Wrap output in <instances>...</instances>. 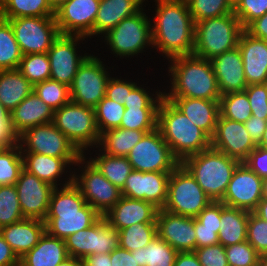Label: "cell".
<instances>
[{
    "label": "cell",
    "instance_id": "1",
    "mask_svg": "<svg viewBox=\"0 0 267 266\" xmlns=\"http://www.w3.org/2000/svg\"><path fill=\"white\" fill-rule=\"evenodd\" d=\"M154 2L157 7L154 20L151 21L153 48L162 52L167 60L177 56L192 55L195 23L186 0Z\"/></svg>",
    "mask_w": 267,
    "mask_h": 266
},
{
    "label": "cell",
    "instance_id": "2",
    "mask_svg": "<svg viewBox=\"0 0 267 266\" xmlns=\"http://www.w3.org/2000/svg\"><path fill=\"white\" fill-rule=\"evenodd\" d=\"M64 179L67 180L62 187L54 188L51 193L44 220L45 231L62 240L79 230L88 229L102 217L86 203L80 189L73 183V175Z\"/></svg>",
    "mask_w": 267,
    "mask_h": 266
},
{
    "label": "cell",
    "instance_id": "3",
    "mask_svg": "<svg viewBox=\"0 0 267 266\" xmlns=\"http://www.w3.org/2000/svg\"><path fill=\"white\" fill-rule=\"evenodd\" d=\"M168 72L171 73V89L163 97H188L207 100H219L217 78L211 60L196 55L177 56L168 60ZM172 77V78H171Z\"/></svg>",
    "mask_w": 267,
    "mask_h": 266
},
{
    "label": "cell",
    "instance_id": "4",
    "mask_svg": "<svg viewBox=\"0 0 267 266\" xmlns=\"http://www.w3.org/2000/svg\"><path fill=\"white\" fill-rule=\"evenodd\" d=\"M157 128L180 163L211 147V138L164 97L158 108Z\"/></svg>",
    "mask_w": 267,
    "mask_h": 266
},
{
    "label": "cell",
    "instance_id": "5",
    "mask_svg": "<svg viewBox=\"0 0 267 266\" xmlns=\"http://www.w3.org/2000/svg\"><path fill=\"white\" fill-rule=\"evenodd\" d=\"M241 162L209 147L185 158L181 164L212 201H221L232 175Z\"/></svg>",
    "mask_w": 267,
    "mask_h": 266
},
{
    "label": "cell",
    "instance_id": "6",
    "mask_svg": "<svg viewBox=\"0 0 267 266\" xmlns=\"http://www.w3.org/2000/svg\"><path fill=\"white\" fill-rule=\"evenodd\" d=\"M243 31L234 13L198 21L195 23L193 54L212 60L238 47Z\"/></svg>",
    "mask_w": 267,
    "mask_h": 266
},
{
    "label": "cell",
    "instance_id": "7",
    "mask_svg": "<svg viewBox=\"0 0 267 266\" xmlns=\"http://www.w3.org/2000/svg\"><path fill=\"white\" fill-rule=\"evenodd\" d=\"M52 123L85 156V150L97 148L100 133L96 124L95 109L73 102L54 111Z\"/></svg>",
    "mask_w": 267,
    "mask_h": 266
},
{
    "label": "cell",
    "instance_id": "8",
    "mask_svg": "<svg viewBox=\"0 0 267 266\" xmlns=\"http://www.w3.org/2000/svg\"><path fill=\"white\" fill-rule=\"evenodd\" d=\"M212 200L180 163L171 173L163 210L195 218Z\"/></svg>",
    "mask_w": 267,
    "mask_h": 266
},
{
    "label": "cell",
    "instance_id": "9",
    "mask_svg": "<svg viewBox=\"0 0 267 266\" xmlns=\"http://www.w3.org/2000/svg\"><path fill=\"white\" fill-rule=\"evenodd\" d=\"M142 8L138 13L124 18L104 36V42L116 57L137 56L145 48L152 47L151 21Z\"/></svg>",
    "mask_w": 267,
    "mask_h": 266
},
{
    "label": "cell",
    "instance_id": "10",
    "mask_svg": "<svg viewBox=\"0 0 267 266\" xmlns=\"http://www.w3.org/2000/svg\"><path fill=\"white\" fill-rule=\"evenodd\" d=\"M85 160L83 155L75 164L79 165V170L81 168V174L71 171L74 172L73 183L80 189L86 203L104 216L120 200L121 190L110 183L90 160Z\"/></svg>",
    "mask_w": 267,
    "mask_h": 266
},
{
    "label": "cell",
    "instance_id": "11",
    "mask_svg": "<svg viewBox=\"0 0 267 266\" xmlns=\"http://www.w3.org/2000/svg\"><path fill=\"white\" fill-rule=\"evenodd\" d=\"M105 64L93 54L79 66L70 89L71 102L95 108L105 97L110 74Z\"/></svg>",
    "mask_w": 267,
    "mask_h": 266
},
{
    "label": "cell",
    "instance_id": "12",
    "mask_svg": "<svg viewBox=\"0 0 267 266\" xmlns=\"http://www.w3.org/2000/svg\"><path fill=\"white\" fill-rule=\"evenodd\" d=\"M127 158L133 170L141 172H172L180 164L158 128L145 133Z\"/></svg>",
    "mask_w": 267,
    "mask_h": 266
},
{
    "label": "cell",
    "instance_id": "13",
    "mask_svg": "<svg viewBox=\"0 0 267 266\" xmlns=\"http://www.w3.org/2000/svg\"><path fill=\"white\" fill-rule=\"evenodd\" d=\"M10 22L22 55L47 53L60 35L54 16L19 17Z\"/></svg>",
    "mask_w": 267,
    "mask_h": 266
},
{
    "label": "cell",
    "instance_id": "14",
    "mask_svg": "<svg viewBox=\"0 0 267 266\" xmlns=\"http://www.w3.org/2000/svg\"><path fill=\"white\" fill-rule=\"evenodd\" d=\"M69 256L84 259L91 254H105L119 247L118 231L102 216L88 229L79 230L65 239Z\"/></svg>",
    "mask_w": 267,
    "mask_h": 266
},
{
    "label": "cell",
    "instance_id": "15",
    "mask_svg": "<svg viewBox=\"0 0 267 266\" xmlns=\"http://www.w3.org/2000/svg\"><path fill=\"white\" fill-rule=\"evenodd\" d=\"M19 145L21 152H33L51 157L83 156L52 122L25 131L20 135Z\"/></svg>",
    "mask_w": 267,
    "mask_h": 266
},
{
    "label": "cell",
    "instance_id": "16",
    "mask_svg": "<svg viewBox=\"0 0 267 266\" xmlns=\"http://www.w3.org/2000/svg\"><path fill=\"white\" fill-rule=\"evenodd\" d=\"M86 37L79 35H63L60 34L52 43L48 50V58L50 61V79L71 86L74 76L79 66L89 56L78 54V42L85 40Z\"/></svg>",
    "mask_w": 267,
    "mask_h": 266
},
{
    "label": "cell",
    "instance_id": "17",
    "mask_svg": "<svg viewBox=\"0 0 267 266\" xmlns=\"http://www.w3.org/2000/svg\"><path fill=\"white\" fill-rule=\"evenodd\" d=\"M262 180L241 162L235 169L221 202L228 207L253 212L263 198Z\"/></svg>",
    "mask_w": 267,
    "mask_h": 266
},
{
    "label": "cell",
    "instance_id": "18",
    "mask_svg": "<svg viewBox=\"0 0 267 266\" xmlns=\"http://www.w3.org/2000/svg\"><path fill=\"white\" fill-rule=\"evenodd\" d=\"M99 4L100 0H68L55 11L59 33L88 39L94 29Z\"/></svg>",
    "mask_w": 267,
    "mask_h": 266
},
{
    "label": "cell",
    "instance_id": "19",
    "mask_svg": "<svg viewBox=\"0 0 267 266\" xmlns=\"http://www.w3.org/2000/svg\"><path fill=\"white\" fill-rule=\"evenodd\" d=\"M15 186L24 218L44 221L48 213L51 193L55 187L24 168Z\"/></svg>",
    "mask_w": 267,
    "mask_h": 266
},
{
    "label": "cell",
    "instance_id": "20",
    "mask_svg": "<svg viewBox=\"0 0 267 266\" xmlns=\"http://www.w3.org/2000/svg\"><path fill=\"white\" fill-rule=\"evenodd\" d=\"M171 172H141L133 170L126 179L121 195L144 200L163 209L167 200Z\"/></svg>",
    "mask_w": 267,
    "mask_h": 266
},
{
    "label": "cell",
    "instance_id": "21",
    "mask_svg": "<svg viewBox=\"0 0 267 266\" xmlns=\"http://www.w3.org/2000/svg\"><path fill=\"white\" fill-rule=\"evenodd\" d=\"M256 146L244 123L219 115L215 133L211 138V147L243 162Z\"/></svg>",
    "mask_w": 267,
    "mask_h": 266
},
{
    "label": "cell",
    "instance_id": "22",
    "mask_svg": "<svg viewBox=\"0 0 267 266\" xmlns=\"http://www.w3.org/2000/svg\"><path fill=\"white\" fill-rule=\"evenodd\" d=\"M156 233L177 252H194L196 233L194 218L159 209L156 216Z\"/></svg>",
    "mask_w": 267,
    "mask_h": 266
},
{
    "label": "cell",
    "instance_id": "23",
    "mask_svg": "<svg viewBox=\"0 0 267 266\" xmlns=\"http://www.w3.org/2000/svg\"><path fill=\"white\" fill-rule=\"evenodd\" d=\"M238 48L247 85L267 83V41L242 32Z\"/></svg>",
    "mask_w": 267,
    "mask_h": 266
},
{
    "label": "cell",
    "instance_id": "24",
    "mask_svg": "<svg viewBox=\"0 0 267 266\" xmlns=\"http://www.w3.org/2000/svg\"><path fill=\"white\" fill-rule=\"evenodd\" d=\"M158 210L153 204L144 200L121 196L103 217L119 231L135 223H156Z\"/></svg>",
    "mask_w": 267,
    "mask_h": 266
},
{
    "label": "cell",
    "instance_id": "25",
    "mask_svg": "<svg viewBox=\"0 0 267 266\" xmlns=\"http://www.w3.org/2000/svg\"><path fill=\"white\" fill-rule=\"evenodd\" d=\"M211 63L221 95L246 89L247 82L241 52L238 47L213 58Z\"/></svg>",
    "mask_w": 267,
    "mask_h": 266
},
{
    "label": "cell",
    "instance_id": "26",
    "mask_svg": "<svg viewBox=\"0 0 267 266\" xmlns=\"http://www.w3.org/2000/svg\"><path fill=\"white\" fill-rule=\"evenodd\" d=\"M23 156V168L31 174H34L40 180L51 184L53 187H58L62 184L60 177L63 174L69 172L68 169L72 165H75L81 157H51L48 155L22 152ZM68 167V168H67ZM67 169V170H66ZM66 172V173H65ZM59 179V180H58ZM59 183V184H57Z\"/></svg>",
    "mask_w": 267,
    "mask_h": 266
},
{
    "label": "cell",
    "instance_id": "27",
    "mask_svg": "<svg viewBox=\"0 0 267 266\" xmlns=\"http://www.w3.org/2000/svg\"><path fill=\"white\" fill-rule=\"evenodd\" d=\"M178 108L190 121L202 129L210 138L215 133L220 115L219 100L188 97H164Z\"/></svg>",
    "mask_w": 267,
    "mask_h": 266
},
{
    "label": "cell",
    "instance_id": "28",
    "mask_svg": "<svg viewBox=\"0 0 267 266\" xmlns=\"http://www.w3.org/2000/svg\"><path fill=\"white\" fill-rule=\"evenodd\" d=\"M44 233V221L28 218L0 229V234L19 259L38 244Z\"/></svg>",
    "mask_w": 267,
    "mask_h": 266
},
{
    "label": "cell",
    "instance_id": "29",
    "mask_svg": "<svg viewBox=\"0 0 267 266\" xmlns=\"http://www.w3.org/2000/svg\"><path fill=\"white\" fill-rule=\"evenodd\" d=\"M145 0H100L94 29L88 36L105 35L124 18L138 13Z\"/></svg>",
    "mask_w": 267,
    "mask_h": 266
},
{
    "label": "cell",
    "instance_id": "30",
    "mask_svg": "<svg viewBox=\"0 0 267 266\" xmlns=\"http://www.w3.org/2000/svg\"><path fill=\"white\" fill-rule=\"evenodd\" d=\"M54 110L34 90L11 112V119L21 135L37 125L51 123Z\"/></svg>",
    "mask_w": 267,
    "mask_h": 266
},
{
    "label": "cell",
    "instance_id": "31",
    "mask_svg": "<svg viewBox=\"0 0 267 266\" xmlns=\"http://www.w3.org/2000/svg\"><path fill=\"white\" fill-rule=\"evenodd\" d=\"M68 256L65 240L45 231L38 244L20 258L19 266H57Z\"/></svg>",
    "mask_w": 267,
    "mask_h": 266
},
{
    "label": "cell",
    "instance_id": "32",
    "mask_svg": "<svg viewBox=\"0 0 267 266\" xmlns=\"http://www.w3.org/2000/svg\"><path fill=\"white\" fill-rule=\"evenodd\" d=\"M34 89V85L18 70H0V102L12 112Z\"/></svg>",
    "mask_w": 267,
    "mask_h": 266
},
{
    "label": "cell",
    "instance_id": "33",
    "mask_svg": "<svg viewBox=\"0 0 267 266\" xmlns=\"http://www.w3.org/2000/svg\"><path fill=\"white\" fill-rule=\"evenodd\" d=\"M249 212L228 207L221 202L219 244L224 247L247 241Z\"/></svg>",
    "mask_w": 267,
    "mask_h": 266
},
{
    "label": "cell",
    "instance_id": "34",
    "mask_svg": "<svg viewBox=\"0 0 267 266\" xmlns=\"http://www.w3.org/2000/svg\"><path fill=\"white\" fill-rule=\"evenodd\" d=\"M144 134L139 130L112 128L100 134L97 147L108 155L127 157Z\"/></svg>",
    "mask_w": 267,
    "mask_h": 266
},
{
    "label": "cell",
    "instance_id": "35",
    "mask_svg": "<svg viewBox=\"0 0 267 266\" xmlns=\"http://www.w3.org/2000/svg\"><path fill=\"white\" fill-rule=\"evenodd\" d=\"M98 156L89 158L102 175L120 190L124 187L126 179L133 171L127 157L112 156L103 153L99 148Z\"/></svg>",
    "mask_w": 267,
    "mask_h": 266
},
{
    "label": "cell",
    "instance_id": "36",
    "mask_svg": "<svg viewBox=\"0 0 267 266\" xmlns=\"http://www.w3.org/2000/svg\"><path fill=\"white\" fill-rule=\"evenodd\" d=\"M55 16L47 0H0V17L12 19L19 17Z\"/></svg>",
    "mask_w": 267,
    "mask_h": 266
},
{
    "label": "cell",
    "instance_id": "37",
    "mask_svg": "<svg viewBox=\"0 0 267 266\" xmlns=\"http://www.w3.org/2000/svg\"><path fill=\"white\" fill-rule=\"evenodd\" d=\"M136 253L139 266H173L177 251L158 236L144 248L132 251Z\"/></svg>",
    "mask_w": 267,
    "mask_h": 266
},
{
    "label": "cell",
    "instance_id": "38",
    "mask_svg": "<svg viewBox=\"0 0 267 266\" xmlns=\"http://www.w3.org/2000/svg\"><path fill=\"white\" fill-rule=\"evenodd\" d=\"M22 59L10 22L0 17V70L18 69Z\"/></svg>",
    "mask_w": 267,
    "mask_h": 266
},
{
    "label": "cell",
    "instance_id": "39",
    "mask_svg": "<svg viewBox=\"0 0 267 266\" xmlns=\"http://www.w3.org/2000/svg\"><path fill=\"white\" fill-rule=\"evenodd\" d=\"M119 247L130 252L146 247L157 236L156 223H135L118 231Z\"/></svg>",
    "mask_w": 267,
    "mask_h": 266
},
{
    "label": "cell",
    "instance_id": "40",
    "mask_svg": "<svg viewBox=\"0 0 267 266\" xmlns=\"http://www.w3.org/2000/svg\"><path fill=\"white\" fill-rule=\"evenodd\" d=\"M220 116L245 123L251 117V106L245 91L230 92L219 99Z\"/></svg>",
    "mask_w": 267,
    "mask_h": 266
},
{
    "label": "cell",
    "instance_id": "41",
    "mask_svg": "<svg viewBox=\"0 0 267 266\" xmlns=\"http://www.w3.org/2000/svg\"><path fill=\"white\" fill-rule=\"evenodd\" d=\"M159 107H125L120 128L151 132L157 128Z\"/></svg>",
    "mask_w": 267,
    "mask_h": 266
},
{
    "label": "cell",
    "instance_id": "42",
    "mask_svg": "<svg viewBox=\"0 0 267 266\" xmlns=\"http://www.w3.org/2000/svg\"><path fill=\"white\" fill-rule=\"evenodd\" d=\"M194 23L233 13V0H186Z\"/></svg>",
    "mask_w": 267,
    "mask_h": 266
},
{
    "label": "cell",
    "instance_id": "43",
    "mask_svg": "<svg viewBox=\"0 0 267 266\" xmlns=\"http://www.w3.org/2000/svg\"><path fill=\"white\" fill-rule=\"evenodd\" d=\"M24 219L15 185L0 186V229Z\"/></svg>",
    "mask_w": 267,
    "mask_h": 266
},
{
    "label": "cell",
    "instance_id": "44",
    "mask_svg": "<svg viewBox=\"0 0 267 266\" xmlns=\"http://www.w3.org/2000/svg\"><path fill=\"white\" fill-rule=\"evenodd\" d=\"M18 70L33 84L50 79V61L47 53L22 55Z\"/></svg>",
    "mask_w": 267,
    "mask_h": 266
},
{
    "label": "cell",
    "instance_id": "45",
    "mask_svg": "<svg viewBox=\"0 0 267 266\" xmlns=\"http://www.w3.org/2000/svg\"><path fill=\"white\" fill-rule=\"evenodd\" d=\"M99 133L119 128L125 112V106L104 97L94 108Z\"/></svg>",
    "mask_w": 267,
    "mask_h": 266
},
{
    "label": "cell",
    "instance_id": "46",
    "mask_svg": "<svg viewBox=\"0 0 267 266\" xmlns=\"http://www.w3.org/2000/svg\"><path fill=\"white\" fill-rule=\"evenodd\" d=\"M33 90L54 111L71 101L69 87L58 81L48 79L39 82Z\"/></svg>",
    "mask_w": 267,
    "mask_h": 266
},
{
    "label": "cell",
    "instance_id": "47",
    "mask_svg": "<svg viewBox=\"0 0 267 266\" xmlns=\"http://www.w3.org/2000/svg\"><path fill=\"white\" fill-rule=\"evenodd\" d=\"M23 169L20 145L0 151V186L15 185Z\"/></svg>",
    "mask_w": 267,
    "mask_h": 266
},
{
    "label": "cell",
    "instance_id": "48",
    "mask_svg": "<svg viewBox=\"0 0 267 266\" xmlns=\"http://www.w3.org/2000/svg\"><path fill=\"white\" fill-rule=\"evenodd\" d=\"M233 13L245 29L252 21L267 13V0H233Z\"/></svg>",
    "mask_w": 267,
    "mask_h": 266
},
{
    "label": "cell",
    "instance_id": "49",
    "mask_svg": "<svg viewBox=\"0 0 267 266\" xmlns=\"http://www.w3.org/2000/svg\"><path fill=\"white\" fill-rule=\"evenodd\" d=\"M225 252L229 266H257L260 256L248 241L226 246Z\"/></svg>",
    "mask_w": 267,
    "mask_h": 266
},
{
    "label": "cell",
    "instance_id": "50",
    "mask_svg": "<svg viewBox=\"0 0 267 266\" xmlns=\"http://www.w3.org/2000/svg\"><path fill=\"white\" fill-rule=\"evenodd\" d=\"M247 241L259 255H267V222L249 212Z\"/></svg>",
    "mask_w": 267,
    "mask_h": 266
},
{
    "label": "cell",
    "instance_id": "51",
    "mask_svg": "<svg viewBox=\"0 0 267 266\" xmlns=\"http://www.w3.org/2000/svg\"><path fill=\"white\" fill-rule=\"evenodd\" d=\"M251 106V115L267 120V83L247 85L244 90Z\"/></svg>",
    "mask_w": 267,
    "mask_h": 266
},
{
    "label": "cell",
    "instance_id": "52",
    "mask_svg": "<svg viewBox=\"0 0 267 266\" xmlns=\"http://www.w3.org/2000/svg\"><path fill=\"white\" fill-rule=\"evenodd\" d=\"M140 86H136L130 94H128L127 100H125V107H159L161 100L163 98V93L155 91L156 94H153L147 89ZM151 93V94H150ZM155 95V96H154ZM153 97V98H152ZM155 97V98H154Z\"/></svg>",
    "mask_w": 267,
    "mask_h": 266
},
{
    "label": "cell",
    "instance_id": "53",
    "mask_svg": "<svg viewBox=\"0 0 267 266\" xmlns=\"http://www.w3.org/2000/svg\"><path fill=\"white\" fill-rule=\"evenodd\" d=\"M194 253L202 266H229L222 244L196 248Z\"/></svg>",
    "mask_w": 267,
    "mask_h": 266
},
{
    "label": "cell",
    "instance_id": "54",
    "mask_svg": "<svg viewBox=\"0 0 267 266\" xmlns=\"http://www.w3.org/2000/svg\"><path fill=\"white\" fill-rule=\"evenodd\" d=\"M137 86V83L118 77H111L107 83L105 97L124 105L128 94Z\"/></svg>",
    "mask_w": 267,
    "mask_h": 266
},
{
    "label": "cell",
    "instance_id": "55",
    "mask_svg": "<svg viewBox=\"0 0 267 266\" xmlns=\"http://www.w3.org/2000/svg\"><path fill=\"white\" fill-rule=\"evenodd\" d=\"M242 163L260 178L267 177V149L257 145Z\"/></svg>",
    "mask_w": 267,
    "mask_h": 266
},
{
    "label": "cell",
    "instance_id": "56",
    "mask_svg": "<svg viewBox=\"0 0 267 266\" xmlns=\"http://www.w3.org/2000/svg\"><path fill=\"white\" fill-rule=\"evenodd\" d=\"M220 217L221 201H212L195 217V219L200 222L203 227L220 228Z\"/></svg>",
    "mask_w": 267,
    "mask_h": 266
},
{
    "label": "cell",
    "instance_id": "57",
    "mask_svg": "<svg viewBox=\"0 0 267 266\" xmlns=\"http://www.w3.org/2000/svg\"><path fill=\"white\" fill-rule=\"evenodd\" d=\"M194 229L196 235V248L219 244V229L203 227V225L194 218Z\"/></svg>",
    "mask_w": 267,
    "mask_h": 266
},
{
    "label": "cell",
    "instance_id": "58",
    "mask_svg": "<svg viewBox=\"0 0 267 266\" xmlns=\"http://www.w3.org/2000/svg\"><path fill=\"white\" fill-rule=\"evenodd\" d=\"M20 143V134L15 128L12 119L9 122H0V147L13 148Z\"/></svg>",
    "mask_w": 267,
    "mask_h": 266
},
{
    "label": "cell",
    "instance_id": "59",
    "mask_svg": "<svg viewBox=\"0 0 267 266\" xmlns=\"http://www.w3.org/2000/svg\"><path fill=\"white\" fill-rule=\"evenodd\" d=\"M267 120L252 116L244 123L253 142L258 145L263 137Z\"/></svg>",
    "mask_w": 267,
    "mask_h": 266
},
{
    "label": "cell",
    "instance_id": "60",
    "mask_svg": "<svg viewBox=\"0 0 267 266\" xmlns=\"http://www.w3.org/2000/svg\"><path fill=\"white\" fill-rule=\"evenodd\" d=\"M112 266H139L136 260V253L118 247L110 252Z\"/></svg>",
    "mask_w": 267,
    "mask_h": 266
},
{
    "label": "cell",
    "instance_id": "61",
    "mask_svg": "<svg viewBox=\"0 0 267 266\" xmlns=\"http://www.w3.org/2000/svg\"><path fill=\"white\" fill-rule=\"evenodd\" d=\"M20 259L0 234V266H19Z\"/></svg>",
    "mask_w": 267,
    "mask_h": 266
},
{
    "label": "cell",
    "instance_id": "62",
    "mask_svg": "<svg viewBox=\"0 0 267 266\" xmlns=\"http://www.w3.org/2000/svg\"><path fill=\"white\" fill-rule=\"evenodd\" d=\"M244 30L255 38L267 41V13L252 21Z\"/></svg>",
    "mask_w": 267,
    "mask_h": 266
},
{
    "label": "cell",
    "instance_id": "63",
    "mask_svg": "<svg viewBox=\"0 0 267 266\" xmlns=\"http://www.w3.org/2000/svg\"><path fill=\"white\" fill-rule=\"evenodd\" d=\"M83 266H112L110 253L91 254L82 259Z\"/></svg>",
    "mask_w": 267,
    "mask_h": 266
},
{
    "label": "cell",
    "instance_id": "64",
    "mask_svg": "<svg viewBox=\"0 0 267 266\" xmlns=\"http://www.w3.org/2000/svg\"><path fill=\"white\" fill-rule=\"evenodd\" d=\"M173 266H202L194 252H178Z\"/></svg>",
    "mask_w": 267,
    "mask_h": 266
},
{
    "label": "cell",
    "instance_id": "65",
    "mask_svg": "<svg viewBox=\"0 0 267 266\" xmlns=\"http://www.w3.org/2000/svg\"><path fill=\"white\" fill-rule=\"evenodd\" d=\"M253 213L267 222V198H262Z\"/></svg>",
    "mask_w": 267,
    "mask_h": 266
},
{
    "label": "cell",
    "instance_id": "66",
    "mask_svg": "<svg viewBox=\"0 0 267 266\" xmlns=\"http://www.w3.org/2000/svg\"><path fill=\"white\" fill-rule=\"evenodd\" d=\"M57 266H83V261L77 257L68 256Z\"/></svg>",
    "mask_w": 267,
    "mask_h": 266
},
{
    "label": "cell",
    "instance_id": "67",
    "mask_svg": "<svg viewBox=\"0 0 267 266\" xmlns=\"http://www.w3.org/2000/svg\"><path fill=\"white\" fill-rule=\"evenodd\" d=\"M51 9L55 12L62 5H64L68 0H47Z\"/></svg>",
    "mask_w": 267,
    "mask_h": 266
},
{
    "label": "cell",
    "instance_id": "68",
    "mask_svg": "<svg viewBox=\"0 0 267 266\" xmlns=\"http://www.w3.org/2000/svg\"><path fill=\"white\" fill-rule=\"evenodd\" d=\"M11 120V112L6 108H0V122H9Z\"/></svg>",
    "mask_w": 267,
    "mask_h": 266
},
{
    "label": "cell",
    "instance_id": "69",
    "mask_svg": "<svg viewBox=\"0 0 267 266\" xmlns=\"http://www.w3.org/2000/svg\"><path fill=\"white\" fill-rule=\"evenodd\" d=\"M258 146H260L264 149H267V123H266V128L264 130L263 137H262L260 143L258 144Z\"/></svg>",
    "mask_w": 267,
    "mask_h": 266
},
{
    "label": "cell",
    "instance_id": "70",
    "mask_svg": "<svg viewBox=\"0 0 267 266\" xmlns=\"http://www.w3.org/2000/svg\"><path fill=\"white\" fill-rule=\"evenodd\" d=\"M257 266H267V255H260Z\"/></svg>",
    "mask_w": 267,
    "mask_h": 266
},
{
    "label": "cell",
    "instance_id": "71",
    "mask_svg": "<svg viewBox=\"0 0 267 266\" xmlns=\"http://www.w3.org/2000/svg\"><path fill=\"white\" fill-rule=\"evenodd\" d=\"M262 194L263 198H267V177L262 180Z\"/></svg>",
    "mask_w": 267,
    "mask_h": 266
}]
</instances>
